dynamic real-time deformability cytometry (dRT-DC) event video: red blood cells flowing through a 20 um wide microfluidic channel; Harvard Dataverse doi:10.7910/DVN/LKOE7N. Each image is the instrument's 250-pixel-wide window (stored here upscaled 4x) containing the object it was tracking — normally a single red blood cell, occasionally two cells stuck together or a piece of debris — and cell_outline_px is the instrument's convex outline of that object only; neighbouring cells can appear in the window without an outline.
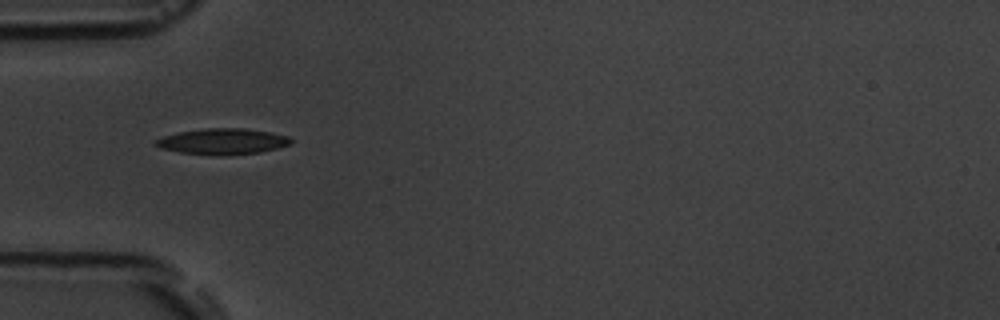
{"species": "common noctule bat (a hibernating species)", "species_latin": "Nyctalus noctula", "temperature_condition": "room temperature", "stored_images_in_passage": 9, "camera_frame_rate_fps": 3000, "um_per_image_px": 0.085, "animal": {"sex": "male", "body_mass_g": 19.5, "forearm_length_mm": 54.6}, "frame": {"image": 1, "passage_image": 6, "time_ms": 5.667, "image_size_px": [1000, 320], "cell_outline_px": [[292, 144], [260, 152], [180, 152], [160, 148], [152, 144], [156, 140], [164, 136], [180, 132], [204, 128], [244, 128], [268, 132], [288, 136], [292, 140]], "centroid_in_image_um": [18.92, 11.96], "position_along_channel_um": 66.1, "area_um2": 19.19}}
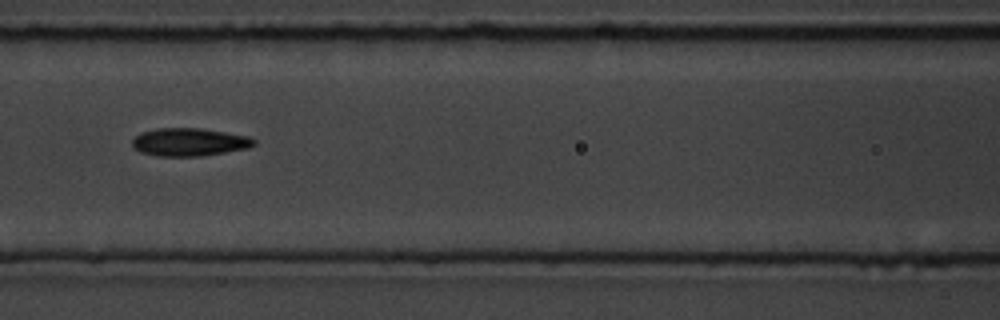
{"frame": {"image": 2, "passage_image": 8, "time_ms": 8.0, "image_size_px": [1000, 320], "cell_outline_px": [[256, 144], [248, 148], [204, 156], [156, 156], [140, 152], [132, 144], [132, 140], [140, 132], [156, 128], [200, 128], [248, 136], [256, 140]], "centroid_in_image_um": [16.09, 12.08], "position_along_channel_um": 150.5, "area_um2": 19.88}}
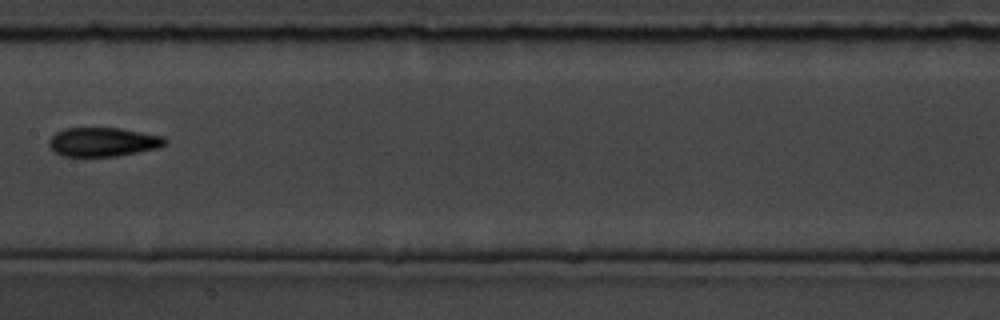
{"frame": {"image": 3, "passage_image": 9, "time_ms": 9.333, "image_size_px": [1000, 320], "cell_outline_px": [[168, 140], [160, 148], [116, 156], [60, 156], [48, 144], [48, 140], [56, 132], [64, 128], [120, 128], [164, 136]], "centroid_in_image_um": [8.77, 12.06], "position_along_channel_um": 198.6, "area_um2": 19.65}}